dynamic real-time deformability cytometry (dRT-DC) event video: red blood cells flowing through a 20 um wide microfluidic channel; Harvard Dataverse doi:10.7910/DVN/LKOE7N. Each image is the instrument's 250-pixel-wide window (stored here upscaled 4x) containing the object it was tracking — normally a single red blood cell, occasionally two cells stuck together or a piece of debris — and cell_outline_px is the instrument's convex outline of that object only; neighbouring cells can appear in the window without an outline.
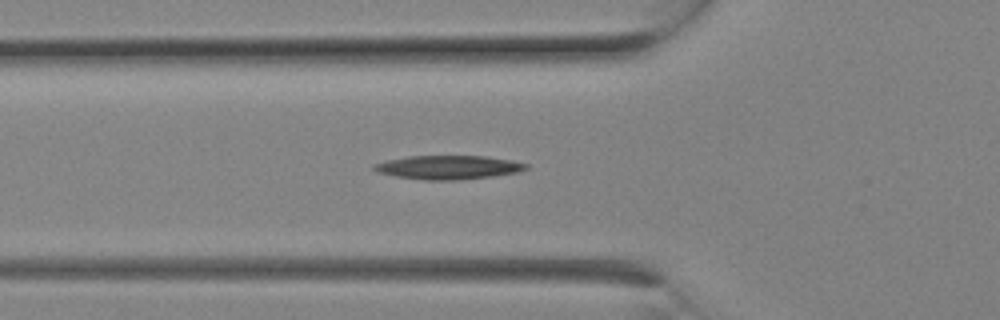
{"species": "Egyptian fruit bat (a non-hibernating species)", "species_latin": "Rousettus aegyptiacus", "temperature_condition": "room temperature", "stored_images_in_passage": 6, "camera_frame_rate_fps": 3000, "um_per_image_px": 0.085, "animal": {"sex": "female"}, "frame": {"image": 1, "passage_image": 3, "time_ms": 0.667, "image_size_px": [1000, 320], "cell_outline_px": [[528, 168], [516, 172], [492, 176], [460, 180], [424, 180], [396, 176], [376, 172], [372, 168], [372, 164], [388, 160], [408, 156], [484, 156], [512, 160], [528, 164]], "centroid_in_image_um": [38.07, 14.22], "position_along_channel_um": 87.7, "area_um2": 21.04}}
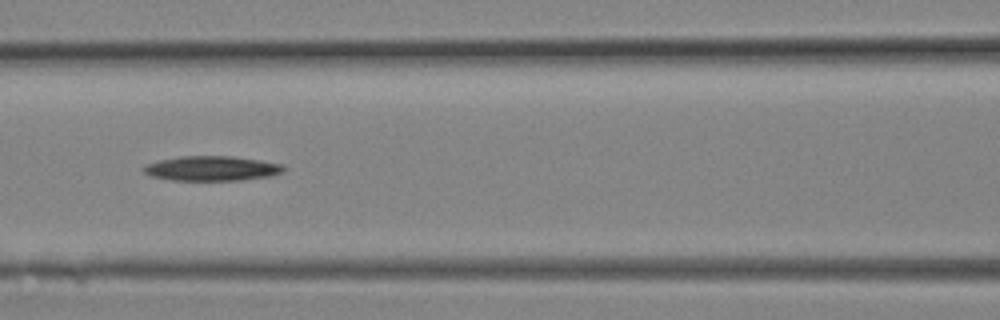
{"frame": {"image": 2, "passage_image": 5, "time_ms": 1.333, "image_size_px": [1000, 320], "cell_outline_px": [[288, 168], [284, 172], [272, 176], [240, 180], [172, 180], [152, 176], [144, 172], [140, 168], [144, 164], [160, 160], [180, 156], [232, 156], [260, 160], [284, 164]], "centroid_in_image_um": [18.04, 14.31], "position_along_channel_um": 148.6, "area_um2": 20.46}}
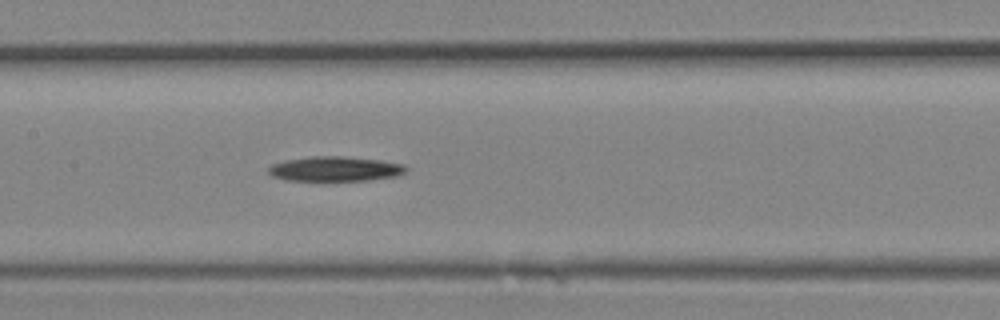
{"frame": {"image": 3, "passage_image": 6, "time_ms": 1.667, "image_size_px": [1000, 320], "cell_outline_px": [[408, 172], [396, 176], [368, 180], [288, 180], [272, 176], [268, 172], [268, 168], [272, 164], [284, 160], [312, 156], [344, 156], [380, 160], [404, 164], [408, 168]], "centroid_in_image_um": [28.51, 14.34], "position_along_channel_um": 178.9, "area_um2": 19.88}}